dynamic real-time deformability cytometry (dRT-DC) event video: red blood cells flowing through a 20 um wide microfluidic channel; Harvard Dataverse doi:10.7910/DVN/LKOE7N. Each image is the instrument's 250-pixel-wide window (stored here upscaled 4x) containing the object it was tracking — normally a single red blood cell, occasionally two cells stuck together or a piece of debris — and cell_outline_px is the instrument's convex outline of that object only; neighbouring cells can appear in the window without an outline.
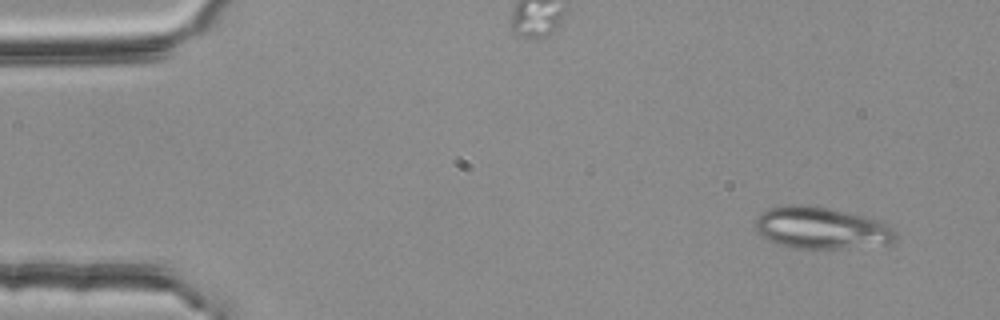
{"species": "common noctule bat (a hibernating species)", "species_latin": "Nyctalus noctula", "temperature_condition": "room temperature", "stored_images_in_passage": 15, "camera_frame_rate_fps": 3000, "um_per_image_px": 0.085, "animal": {"sex": "female", "body_mass_g": 25.1}, "frame": {"image": 1, "passage_image": 3, "time_ms": 0.667, "image_size_px": [1000, 320], "cell_outline_px": [[896, 240], [892, 244], [840, 248], [796, 248], [780, 244], [768, 240], [756, 232], [756, 220], [768, 208], [788, 204], [804, 204], [828, 208], [884, 220], [896, 232]], "centroid_in_image_um": [69.87, 19.37], "position_along_channel_um": 15.1, "area_um2": 34.33}}